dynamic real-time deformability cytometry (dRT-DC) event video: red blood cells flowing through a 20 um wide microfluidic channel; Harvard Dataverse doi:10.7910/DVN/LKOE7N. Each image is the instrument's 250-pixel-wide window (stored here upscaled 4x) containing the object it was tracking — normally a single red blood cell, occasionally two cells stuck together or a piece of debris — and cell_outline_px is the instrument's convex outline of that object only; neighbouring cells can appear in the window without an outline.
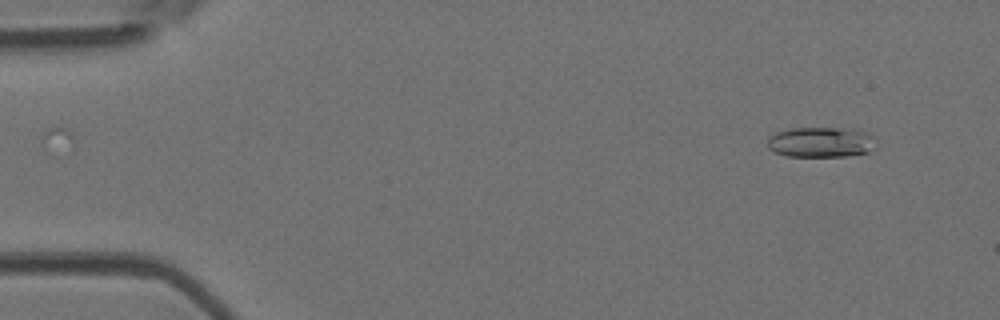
{"species": "Egyptian fruit bat (a non-hibernating species)", "species_latin": "Rousettus aegyptiacus", "temperature_condition": "room temperature", "stored_images_in_passage": 11, "camera_frame_rate_fps": 3000, "um_per_image_px": 0.085, "animal": {"sex": "female"}, "frame": {"image": 1, "passage_image": 4, "time_ms": 1.0, "image_size_px": [1000, 320], "cell_outline_px": [[876, 140], [868, 152], [848, 156], [788, 156], [772, 152], [768, 148], [768, 136], [776, 132], [788, 128], [852, 128], [868, 132], [876, 136]], "centroid_in_image_um": [69.77, 12.07], "position_along_channel_um": 15.2, "area_um2": 19.48}}